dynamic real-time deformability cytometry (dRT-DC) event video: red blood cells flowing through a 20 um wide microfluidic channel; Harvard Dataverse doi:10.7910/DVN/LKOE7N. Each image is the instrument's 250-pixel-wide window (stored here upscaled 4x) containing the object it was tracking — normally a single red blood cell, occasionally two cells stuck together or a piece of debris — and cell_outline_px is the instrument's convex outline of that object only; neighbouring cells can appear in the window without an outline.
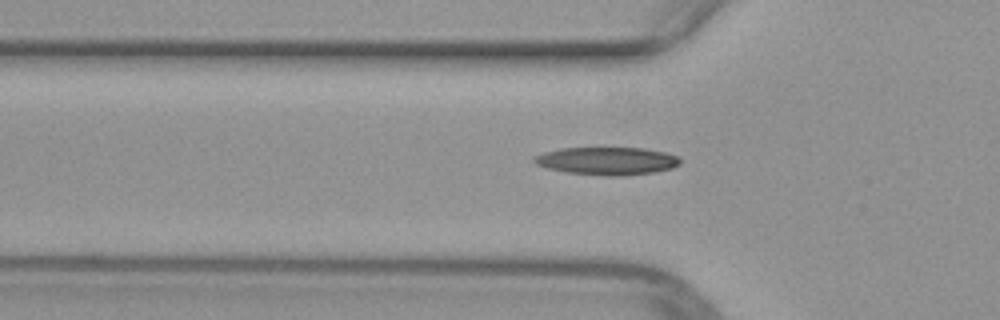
{"species": "common noctule bat (a hibernating species)", "species_latin": "Nyctalus noctula", "temperature_condition": "warm", "stored_images_in_passage": 39, "camera_frame_rate_fps": 3000, "um_per_image_px": 0.085, "animal": {"sex": "female", "body_mass_g": 29.2, "forearm_length_mm": 56.3}, "frame": {"image": 1, "passage_image": 6, "time_ms": 1.667, "image_size_px": [1000, 320], "cell_outline_px": [[680, 164], [672, 168], [652, 172], [624, 176], [604, 176], [568, 172], [548, 168], [536, 164], [532, 160], [532, 156], [544, 152], [560, 148], [644, 148], [664, 152], [676, 156], [680, 160]], "centroid_in_image_um": [51.57, 13.68], "position_along_channel_um": 74.2, "area_um2": 23.58}}
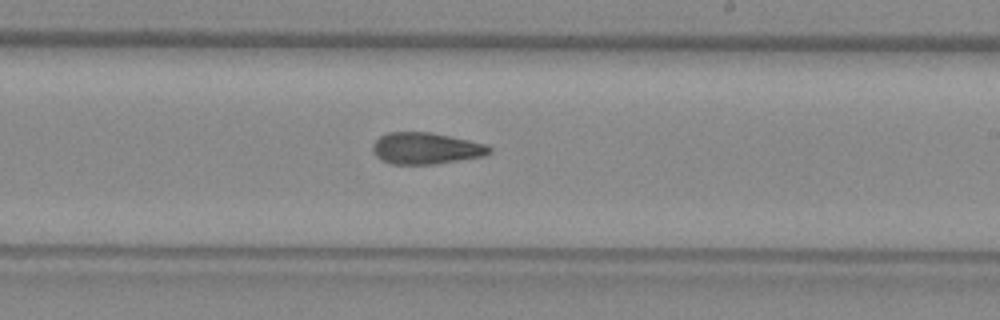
{"frame": {"image": 2, "passage_image": 19, "time_ms": 6.0, "image_size_px": [1000, 320], "cell_outline_px": [[492, 152], [484, 156], [436, 164], [392, 164], [380, 160], [372, 152], [372, 144], [380, 136], [388, 132], [432, 132], [468, 140], [484, 144], [492, 148]], "centroid_in_image_um": [36.18, 12.61], "position_along_channel_um": 252.8, "area_um2": 21.56}}
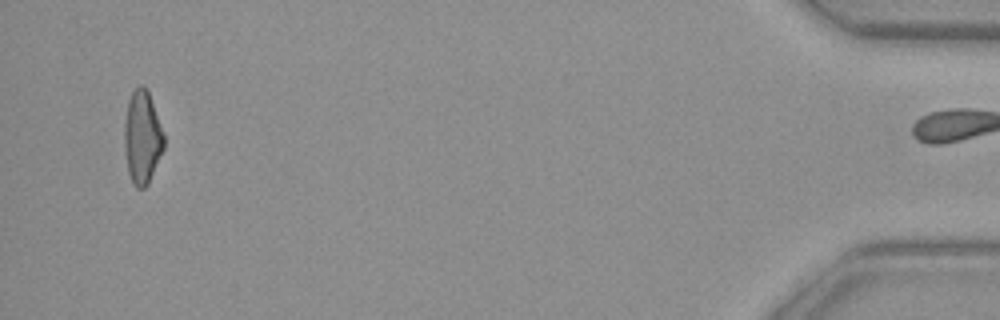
{"frame": {"image": 3, "passage_image": 38, "time_ms": 12.333, "image_size_px": [1000, 320], "cell_outline_px": [[164, 148], [148, 184], [144, 188], [136, 188], [132, 184], [128, 172], [124, 148], [124, 124], [128, 100], [132, 92], [140, 84], [148, 92], [164, 132]], "centroid_in_image_um": [12.08, 11.71], "position_along_channel_um": 423.1, "area_um2": 21.44}}